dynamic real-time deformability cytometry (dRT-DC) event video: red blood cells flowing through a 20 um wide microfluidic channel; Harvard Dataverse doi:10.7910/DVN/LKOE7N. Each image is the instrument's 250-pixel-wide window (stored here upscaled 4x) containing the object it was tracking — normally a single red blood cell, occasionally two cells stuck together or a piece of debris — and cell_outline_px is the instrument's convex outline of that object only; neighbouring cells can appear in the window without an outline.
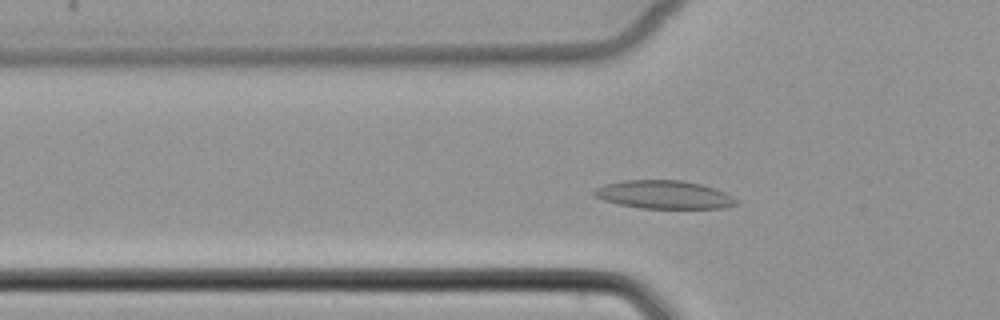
{"species": "common noctule bat (a hibernating species)", "species_latin": "Nyctalus noctula", "temperature_condition": "cold", "stored_images_in_passage": 49, "camera_frame_rate_fps": 3000, "um_per_image_px": 0.085, "animal": {"sex": "female", "body_mass_g": 22.7, "forearm_length_mm": 54.2}, "frame": {"image": 1, "passage_image": 13, "time_ms": 4.0, "image_size_px": [1000, 320], "cell_outline_px": [[740, 204], [724, 208], [640, 208], [620, 204], [604, 200], [592, 196], [592, 192], [596, 188], [604, 184], [624, 180], [680, 180], [700, 184], [716, 188], [732, 196]], "centroid_in_image_um": [56.44, 16.54], "position_along_channel_um": 69.4, "area_um2": 23.41}}
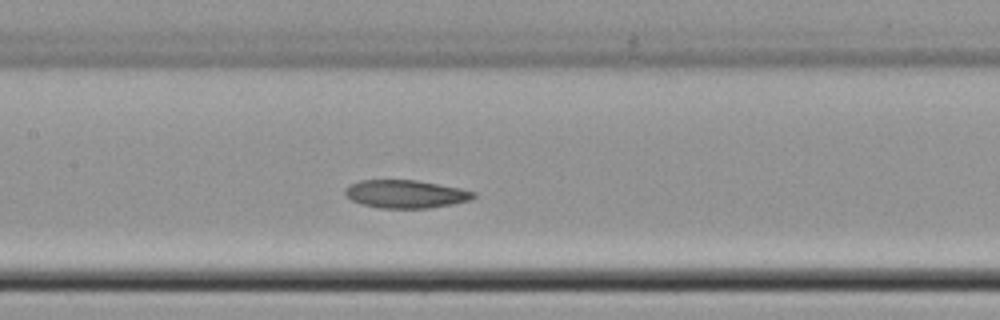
{"frame": {"image": 2, "passage_image": 21, "time_ms": 6.667, "image_size_px": [1000, 320], "cell_outline_px": [[476, 196], [468, 200], [452, 204], [428, 208], [380, 208], [360, 204], [352, 200], [344, 192], [344, 188], [348, 184], [360, 180], [416, 180], [460, 188], [476, 192]], "centroid_in_image_um": [34.45, 16.49], "position_along_channel_um": 173.0, "area_um2": 20.98}}
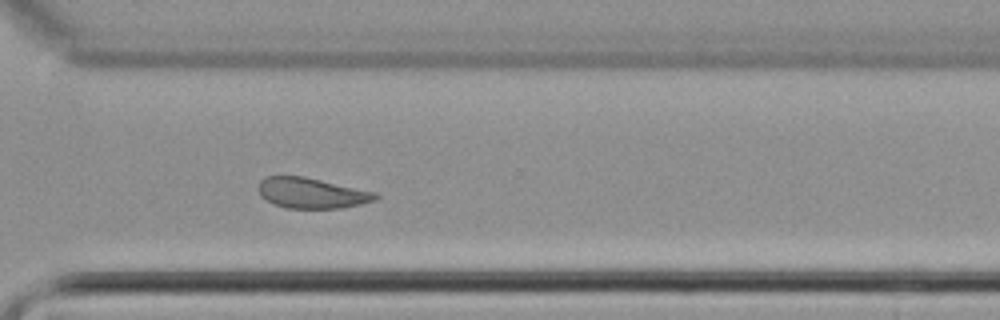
{"frame": {"image": 3, "passage_image": 34, "time_ms": 11.0, "image_size_px": [1000, 320], "cell_outline_px": [[380, 196], [376, 200], [360, 204], [340, 208], [288, 208], [276, 204], [260, 196], [260, 180], [264, 176], [304, 176], [376, 192]], "centroid_in_image_um": [26.52, 16.4], "position_along_channel_um": 344.1, "area_um2": 20.63}}